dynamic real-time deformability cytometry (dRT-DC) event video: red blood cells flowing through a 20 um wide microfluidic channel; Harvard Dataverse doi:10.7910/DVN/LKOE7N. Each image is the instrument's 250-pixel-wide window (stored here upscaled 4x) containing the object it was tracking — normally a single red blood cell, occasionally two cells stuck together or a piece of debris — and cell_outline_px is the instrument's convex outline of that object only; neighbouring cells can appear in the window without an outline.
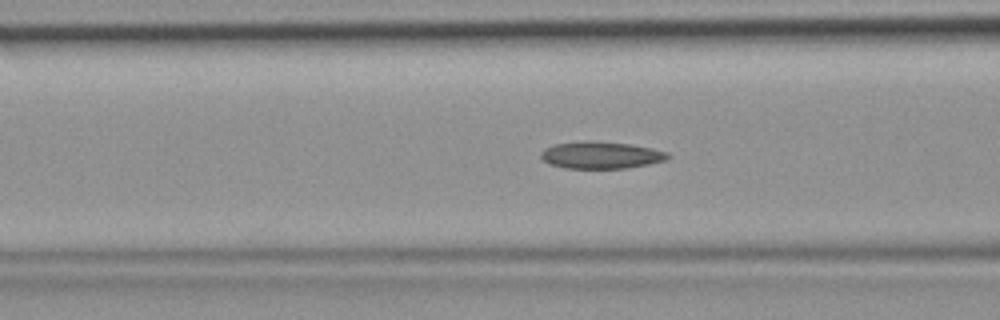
{"species": "common noctule bat (a hibernating species)", "species_latin": "Nyctalus noctula", "temperature_condition": "room temperature", "stored_images_in_passage": 45, "camera_frame_rate_fps": 3000, "um_per_image_px": 0.085, "animal": {"sex": "female", "body_mass_g": 19.9}, "frame": {"image": 1, "passage_image": 17, "time_ms": 5.333, "image_size_px": [1000, 320], "cell_outline_px": [[672, 156], [664, 160], [648, 164], [628, 168], [564, 168], [548, 164], [540, 156], [540, 152], [544, 148], [556, 144], [584, 140], [592, 140], [632, 144], [652, 148], [668, 152]], "centroid_in_image_um": [51.07, 13.17], "position_along_channel_um": 115.5, "area_um2": 20.23}}
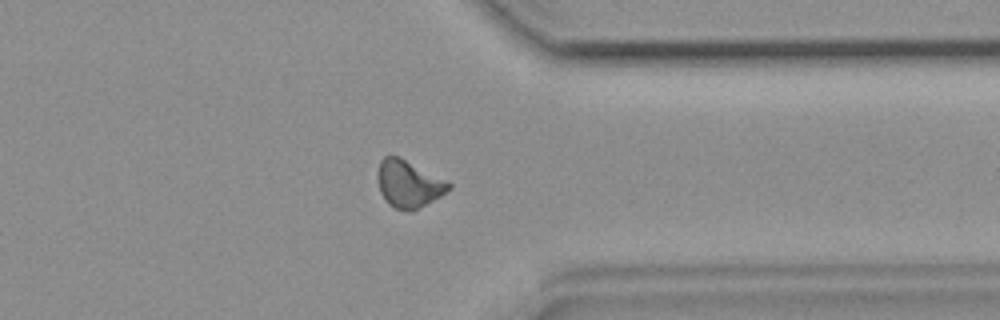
{"frame": {"image": 2, "passage_image": 35, "time_ms": 11.333, "image_size_px": [1000, 320], "cell_outline_px": [[452, 188], [440, 196], [420, 208], [396, 208], [388, 204], [380, 192], [376, 172], [380, 160], [384, 156], [400, 156], [452, 184]], "centroid_in_image_um": [34.7, 15.59], "position_along_channel_um": 376.7, "area_um2": 19.25}}
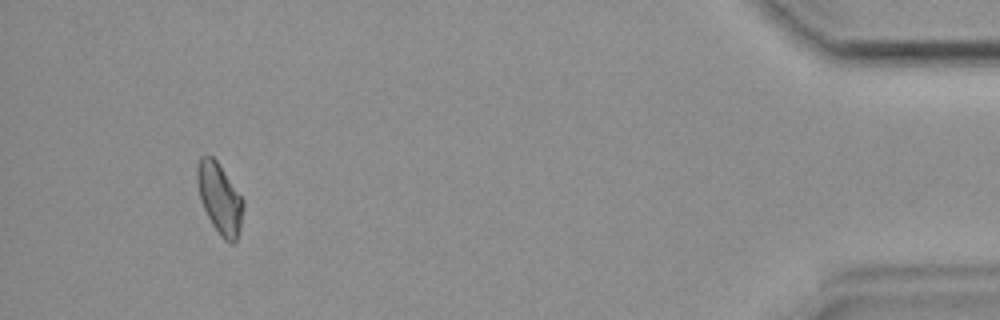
{"frame": {"image": 3, "passage_image": 42, "time_ms": 13.667, "image_size_px": [1000, 320], "cell_outline_px": [[244, 204], [240, 228], [236, 240], [232, 244], [228, 244], [220, 236], [212, 224], [200, 200], [196, 180], [196, 168], [200, 156], [208, 152], [216, 160], [244, 200]], "centroid_in_image_um": [18.65, 16.85], "position_along_channel_um": 416.5, "area_um2": 19.07}}